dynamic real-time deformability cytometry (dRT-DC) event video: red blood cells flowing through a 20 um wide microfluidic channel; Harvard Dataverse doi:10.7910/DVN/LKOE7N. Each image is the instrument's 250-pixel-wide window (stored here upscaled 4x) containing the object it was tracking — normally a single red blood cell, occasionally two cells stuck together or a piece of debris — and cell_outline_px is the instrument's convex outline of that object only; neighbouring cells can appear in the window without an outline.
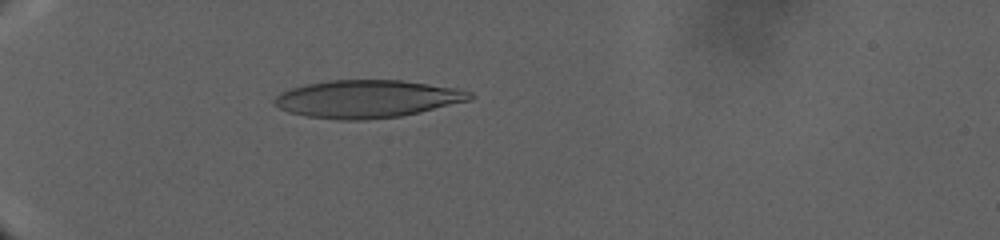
{"species": "human", "species_latin": "Homo sapiens", "temperature_condition": "warm", "stored_images_in_passage": 99, "camera_frame_rate_fps": 3000, "um_per_image_px": 0.085, "donor": {"sex": "male"}, "frame": {"image": 1, "passage_image": 52, "time_ms": 16.0, "image_size_px": [1000, 240], "cell_outline_px": [[476, 96], [472, 100], [420, 112], [400, 116], [364, 120], [340, 120], [308, 116], [288, 112], [280, 108], [272, 100], [280, 92], [304, 84], [328, 80], [400, 80], [456, 88], [472, 92]], "centroid_in_image_um": [31.23, 8.4], "position_along_channel_um": 53.8, "area_um2": 43.0}}
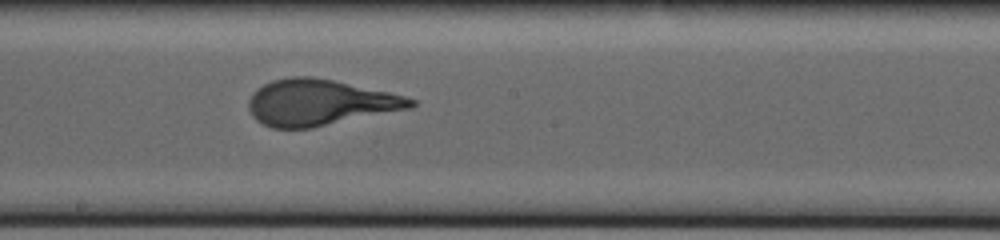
{"frame": {"image": 2, "passage_image": 78, "time_ms": 28.667, "image_size_px": [1000, 240], "cell_outline_px": [[416, 104], [412, 108], [312, 128], [272, 128], [256, 120], [252, 116], [248, 108], [248, 100], [252, 92], [264, 84], [272, 80], [288, 76], [312, 76], [332, 80], [388, 92], [404, 96], [416, 100]], "centroid_in_image_um": [27.14, 8.71], "position_along_channel_um": 221.1, "area_um2": 43.52}}
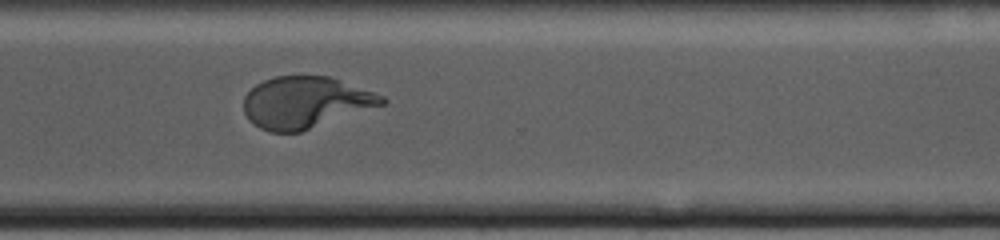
{"frame": {"image": 3, "passage_image": 98, "time_ms": 36.333, "image_size_px": [1000, 240], "cell_outline_px": [[388, 100], [384, 104], [300, 132], [268, 132], [252, 124], [244, 112], [244, 96], [256, 84], [264, 80], [276, 76], [328, 76], [384, 96]], "centroid_in_image_um": [25.93, 8.71], "position_along_channel_um": 344.7, "area_um2": 41.21}}